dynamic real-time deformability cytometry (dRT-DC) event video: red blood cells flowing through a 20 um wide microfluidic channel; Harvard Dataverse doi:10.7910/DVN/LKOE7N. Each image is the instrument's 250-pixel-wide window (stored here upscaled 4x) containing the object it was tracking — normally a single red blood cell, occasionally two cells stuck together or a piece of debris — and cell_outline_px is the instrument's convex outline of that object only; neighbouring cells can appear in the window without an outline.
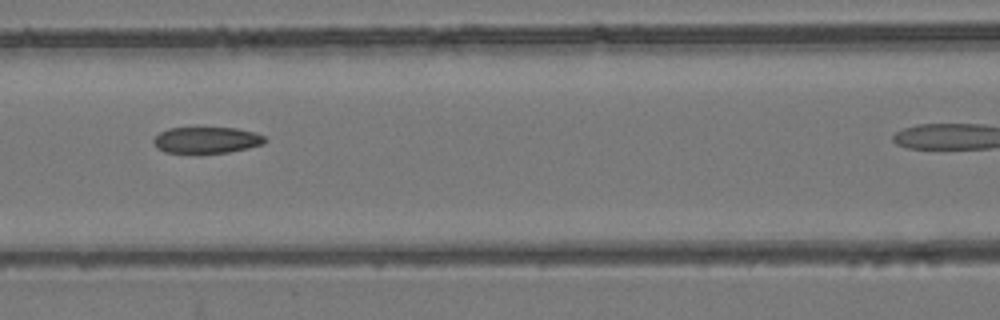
{"species": "common noctule bat (a hibernating species)", "species_latin": "Nyctalus noctula", "temperature_condition": "room temperature", "stored_images_in_passage": 5, "camera_frame_rate_fps": 3000, "um_per_image_px": 0.085, "animal": {"sex": "female", "body_mass_g": 24.6, "forearm_length_mm": 56.2}, "frame": {"image": 1, "passage_image": 4, "time_ms": 1.0, "image_size_px": [1000, 320], "cell_outline_px": [[268, 140], [264, 144], [248, 148], [228, 152], [164, 152], [152, 144], [152, 140], [160, 132], [168, 128], [196, 124], [236, 128], [256, 132], [264, 136]], "centroid_in_image_um": [17.55, 11.83], "position_along_channel_um": 149.0, "area_um2": 17.98}}